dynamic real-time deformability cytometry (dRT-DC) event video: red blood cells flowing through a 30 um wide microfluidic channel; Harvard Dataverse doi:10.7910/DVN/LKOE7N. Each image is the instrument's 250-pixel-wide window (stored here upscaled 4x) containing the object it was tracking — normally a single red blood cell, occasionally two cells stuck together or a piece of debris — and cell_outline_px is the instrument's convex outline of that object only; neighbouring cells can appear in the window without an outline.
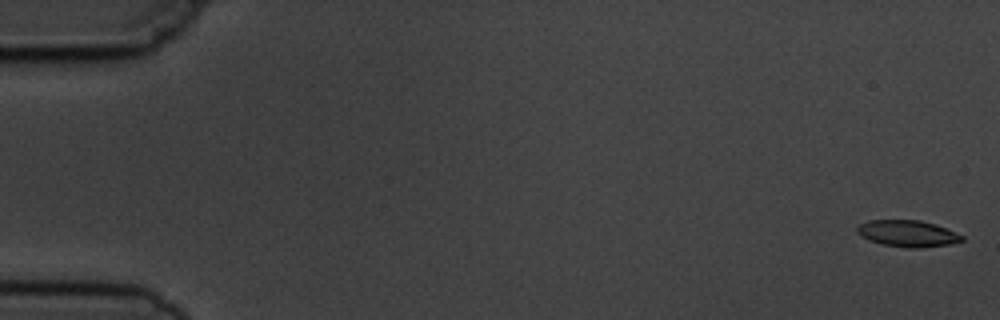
{"species": "common noctule bat (a hibernating species)", "species_latin": "Nyctalus noctula", "temperature_condition": "cold", "stored_images_in_passage": 7, "camera_frame_rate_fps": 3000, "um_per_image_px": 0.085, "animal": {"sex": "male", "body_mass_g": 19.5, "forearm_length_mm": 54.6}, "frame": {"image": 1, "passage_image": 1, "time_ms": 0.0, "image_size_px": [1000, 320], "cell_outline_px": [[964, 240], [948, 244], [920, 248], [908, 248], [884, 244], [868, 240], [856, 232], [856, 228], [860, 224], [868, 220], [920, 220], [944, 228], [964, 236]], "centroid_in_image_um": [77.11, 19.85], "position_along_channel_um": 7.9, "area_um2": 15.95}}
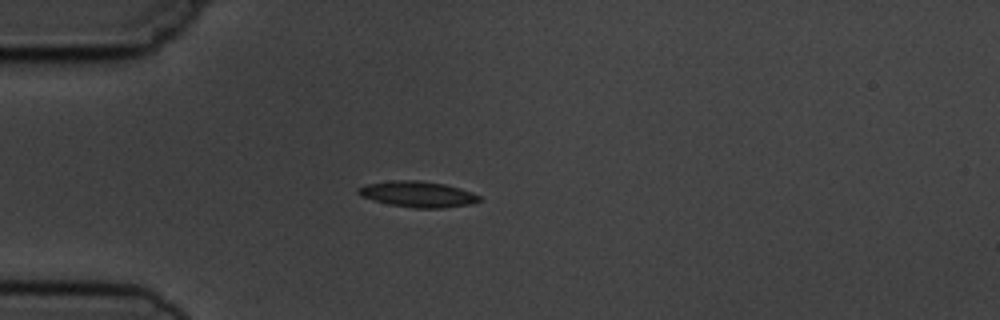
{"frame": {"image": 2, "passage_image": 5, "time_ms": 4.667, "image_size_px": [1000, 320], "cell_outline_px": [[480, 200], [472, 204], [444, 208], [412, 208], [388, 204], [360, 196], [356, 192], [356, 188], [364, 184], [392, 180], [420, 180], [444, 184], [460, 188], [472, 192], [480, 196]], "centroid_in_image_um": [35.47, 16.5], "position_along_channel_um": 49.5, "area_um2": 18.5}}
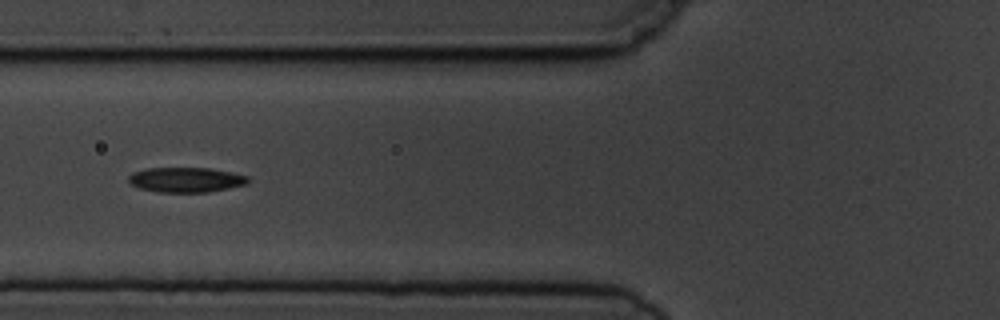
{"frame": {"image": 3, "passage_image": 7, "time_ms": 6.667, "image_size_px": [1000, 320], "cell_outline_px": [[248, 180], [244, 184], [228, 188], [208, 192], [156, 192], [140, 188], [132, 184], [128, 180], [128, 176], [132, 172], [148, 168], [208, 168], [232, 172], [248, 176]], "centroid_in_image_um": [15.77, 15.28], "position_along_channel_um": 110.0, "area_um2": 17.22}}